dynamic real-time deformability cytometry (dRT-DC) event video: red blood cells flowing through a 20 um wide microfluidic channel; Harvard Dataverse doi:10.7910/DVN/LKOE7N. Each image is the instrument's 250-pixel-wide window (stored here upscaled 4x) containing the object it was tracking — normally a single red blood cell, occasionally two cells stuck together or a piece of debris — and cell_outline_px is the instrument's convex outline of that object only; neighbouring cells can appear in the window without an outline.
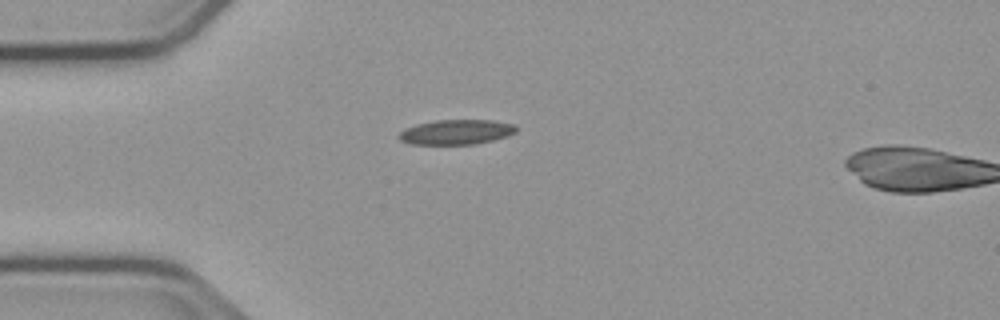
{"species": "common noctule bat (a hibernating species)", "species_latin": "Nyctalus noctula", "temperature_condition": "cold", "stored_images_in_passage": 3, "camera_frame_rate_fps": 3000, "um_per_image_px": 0.085, "animal": {"sex": "male", "body_mass_g": 23.1, "forearm_length_mm": 52.7}, "frame": {"image": 1, "passage_image": 1, "time_ms": 0.0, "image_size_px": [1000, 320], "cell_outline_px": [[516, 132], [508, 136], [476, 144], [412, 144], [400, 140], [396, 136], [404, 128], [416, 124], [436, 120], [492, 120], [516, 124]], "centroid_in_image_um": [38.78, 11.22], "position_along_channel_um": 46.2, "area_um2": 17.11}}